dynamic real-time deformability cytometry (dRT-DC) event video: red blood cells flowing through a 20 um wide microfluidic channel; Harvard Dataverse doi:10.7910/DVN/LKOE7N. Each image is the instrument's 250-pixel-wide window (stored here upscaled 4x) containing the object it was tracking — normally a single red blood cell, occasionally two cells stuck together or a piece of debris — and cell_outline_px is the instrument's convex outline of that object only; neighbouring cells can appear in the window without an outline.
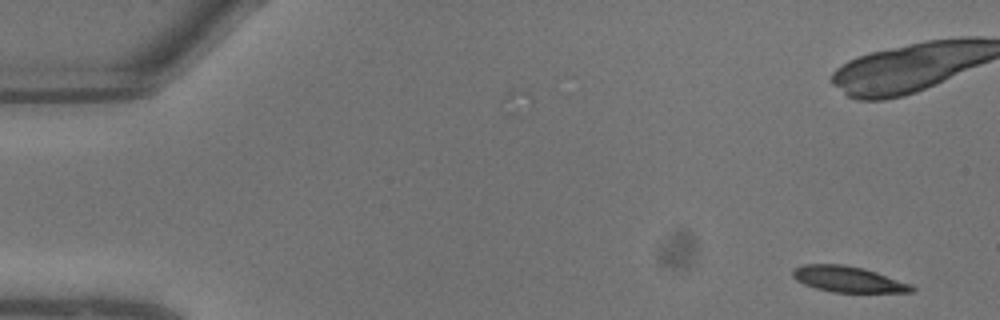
{"species": "common noctule bat (a hibernating species)", "species_latin": "Nyctalus noctula", "temperature_condition": "warm", "stored_images_in_passage": 10, "camera_frame_rate_fps": 3000, "um_per_image_px": 0.085, "animal": {"sex": "male", "body_mass_g": 13.3}, "frame": {"image": 1, "passage_image": 1, "time_ms": 0.0, "image_size_px": [1000, 320], "cell_outline_px": [[916, 288], [912, 292], [832, 292], [816, 288], [804, 284], [796, 280], [792, 276], [792, 268], [804, 264], [844, 264], [864, 268], [912, 284]], "centroid_in_image_um": [72.07, 23.72], "position_along_channel_um": 12.9, "area_um2": 18.03}}